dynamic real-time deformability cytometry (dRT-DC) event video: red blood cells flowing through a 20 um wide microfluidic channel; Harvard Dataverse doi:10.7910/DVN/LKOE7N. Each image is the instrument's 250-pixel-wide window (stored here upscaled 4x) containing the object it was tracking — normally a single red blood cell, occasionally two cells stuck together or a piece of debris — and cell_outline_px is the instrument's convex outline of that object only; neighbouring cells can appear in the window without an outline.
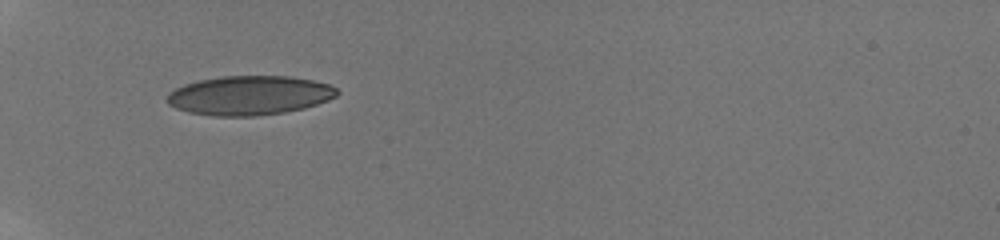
{"species": "human", "species_latin": "Homo sapiens", "temperature_condition": "room temperature", "stored_images_in_passage": 19, "camera_frame_rate_fps": 3000, "um_per_image_px": 0.085, "donor": {"sex": "male"}, "frame": {"image": 1, "passage_image": 1, "time_ms": 0.0, "image_size_px": [1000, 240], "cell_outline_px": [[340, 92], [336, 96], [328, 100], [304, 108], [284, 112], [256, 116], [212, 116], [188, 112], [176, 108], [168, 104], [168, 92], [184, 84], [200, 80], [224, 76], [292, 76], [312, 80], [328, 84], [336, 88]], "centroid_in_image_um": [21.2, 8.11], "position_along_channel_um": 63.8, "area_um2": 38.84}}
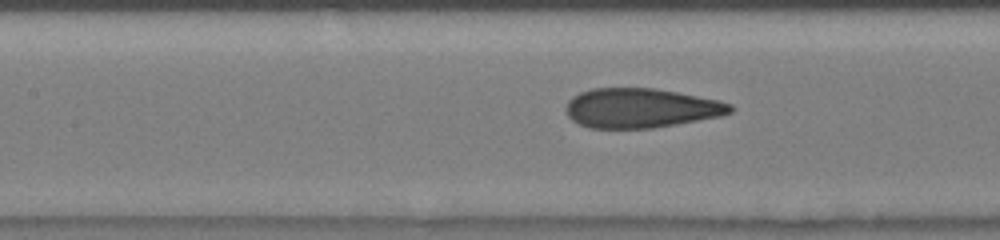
{"frame": {"image": 2, "passage_image": 13, "time_ms": 2.667, "image_size_px": [1000, 240], "cell_outline_px": [[736, 108], [732, 112], [720, 116], [676, 124], [652, 128], [588, 128], [572, 120], [568, 116], [568, 100], [572, 96], [580, 92], [592, 88], [656, 88], [720, 100], [732, 104]], "centroid_in_image_um": [54.51, 9.18], "position_along_channel_um": 152.9, "area_um2": 37.86}}
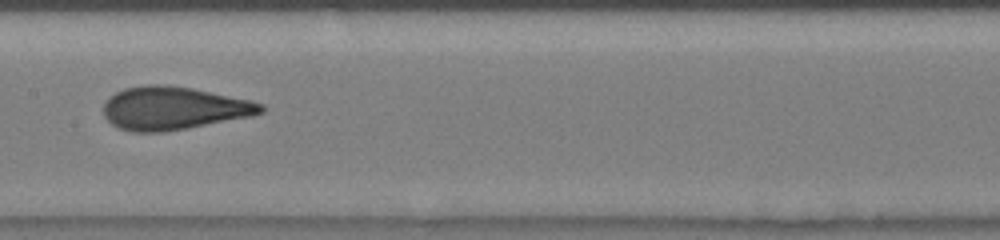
{"frame": {"image": 3, "passage_image": 18, "time_ms": 3.667, "image_size_px": [1000, 240], "cell_outline_px": [[264, 112], [252, 116], [188, 128], [160, 132], [132, 132], [120, 128], [112, 124], [104, 116], [104, 104], [116, 92], [124, 88], [148, 84], [164, 84], [192, 88], [252, 100], [264, 104]], "centroid_in_image_um": [14.78, 9.19], "position_along_channel_um": 192.6, "area_um2": 39.48}}